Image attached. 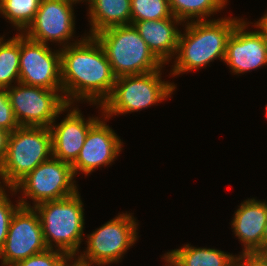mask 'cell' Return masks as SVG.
<instances>
[{
  "mask_svg": "<svg viewBox=\"0 0 267 266\" xmlns=\"http://www.w3.org/2000/svg\"><path fill=\"white\" fill-rule=\"evenodd\" d=\"M61 82L67 104L100 105L110 97L115 82L105 50L95 36L60 49Z\"/></svg>",
  "mask_w": 267,
  "mask_h": 266,
  "instance_id": "obj_1",
  "label": "cell"
},
{
  "mask_svg": "<svg viewBox=\"0 0 267 266\" xmlns=\"http://www.w3.org/2000/svg\"><path fill=\"white\" fill-rule=\"evenodd\" d=\"M242 19L225 15L214 20L184 23L169 76L205 69L216 59L224 62L228 38Z\"/></svg>",
  "mask_w": 267,
  "mask_h": 266,
  "instance_id": "obj_2",
  "label": "cell"
},
{
  "mask_svg": "<svg viewBox=\"0 0 267 266\" xmlns=\"http://www.w3.org/2000/svg\"><path fill=\"white\" fill-rule=\"evenodd\" d=\"M81 194L45 201L33 208L39 215L45 243L49 249L76 257L85 238V213Z\"/></svg>",
  "mask_w": 267,
  "mask_h": 266,
  "instance_id": "obj_3",
  "label": "cell"
},
{
  "mask_svg": "<svg viewBox=\"0 0 267 266\" xmlns=\"http://www.w3.org/2000/svg\"><path fill=\"white\" fill-rule=\"evenodd\" d=\"M164 68L165 65L150 73L117 77L110 97L101 106L103 115L110 120L171 100L177 84L162 79Z\"/></svg>",
  "mask_w": 267,
  "mask_h": 266,
  "instance_id": "obj_4",
  "label": "cell"
},
{
  "mask_svg": "<svg viewBox=\"0 0 267 266\" xmlns=\"http://www.w3.org/2000/svg\"><path fill=\"white\" fill-rule=\"evenodd\" d=\"M52 156L49 127L19 126L8 136L6 154L0 166V187L13 188Z\"/></svg>",
  "mask_w": 267,
  "mask_h": 266,
  "instance_id": "obj_5",
  "label": "cell"
},
{
  "mask_svg": "<svg viewBox=\"0 0 267 266\" xmlns=\"http://www.w3.org/2000/svg\"><path fill=\"white\" fill-rule=\"evenodd\" d=\"M128 211L118 213L113 219L105 222L84 240L85 249L76 259L82 266H110L118 264L124 258L138 236V220Z\"/></svg>",
  "mask_w": 267,
  "mask_h": 266,
  "instance_id": "obj_6",
  "label": "cell"
},
{
  "mask_svg": "<svg viewBox=\"0 0 267 266\" xmlns=\"http://www.w3.org/2000/svg\"><path fill=\"white\" fill-rule=\"evenodd\" d=\"M94 36L105 50L116 77L146 74L164 66L132 24L110 27Z\"/></svg>",
  "mask_w": 267,
  "mask_h": 266,
  "instance_id": "obj_7",
  "label": "cell"
},
{
  "mask_svg": "<svg viewBox=\"0 0 267 266\" xmlns=\"http://www.w3.org/2000/svg\"><path fill=\"white\" fill-rule=\"evenodd\" d=\"M76 179L70 163L52 156L40 163L13 188L17 195L20 194L17 199L21 206L34 207L45 201L75 194L79 190Z\"/></svg>",
  "mask_w": 267,
  "mask_h": 266,
  "instance_id": "obj_8",
  "label": "cell"
},
{
  "mask_svg": "<svg viewBox=\"0 0 267 266\" xmlns=\"http://www.w3.org/2000/svg\"><path fill=\"white\" fill-rule=\"evenodd\" d=\"M80 3L83 2L81 0H41L34 20L23 34L43 44L56 43L60 49L79 42L86 35L85 31L81 37L78 36L76 39L75 36L74 5L77 6L76 4Z\"/></svg>",
  "mask_w": 267,
  "mask_h": 266,
  "instance_id": "obj_9",
  "label": "cell"
},
{
  "mask_svg": "<svg viewBox=\"0 0 267 266\" xmlns=\"http://www.w3.org/2000/svg\"><path fill=\"white\" fill-rule=\"evenodd\" d=\"M14 116L20 126L50 127L68 105L63 90L17 83L7 88Z\"/></svg>",
  "mask_w": 267,
  "mask_h": 266,
  "instance_id": "obj_10",
  "label": "cell"
},
{
  "mask_svg": "<svg viewBox=\"0 0 267 266\" xmlns=\"http://www.w3.org/2000/svg\"><path fill=\"white\" fill-rule=\"evenodd\" d=\"M61 52L20 33L19 83L50 90H63Z\"/></svg>",
  "mask_w": 267,
  "mask_h": 266,
  "instance_id": "obj_11",
  "label": "cell"
},
{
  "mask_svg": "<svg viewBox=\"0 0 267 266\" xmlns=\"http://www.w3.org/2000/svg\"><path fill=\"white\" fill-rule=\"evenodd\" d=\"M47 249L38 213L33 207L20 206L11 218L0 265L11 266Z\"/></svg>",
  "mask_w": 267,
  "mask_h": 266,
  "instance_id": "obj_12",
  "label": "cell"
},
{
  "mask_svg": "<svg viewBox=\"0 0 267 266\" xmlns=\"http://www.w3.org/2000/svg\"><path fill=\"white\" fill-rule=\"evenodd\" d=\"M250 26L256 29L250 30ZM224 63L232 75H243L267 66V36L244 18L228 38Z\"/></svg>",
  "mask_w": 267,
  "mask_h": 266,
  "instance_id": "obj_13",
  "label": "cell"
},
{
  "mask_svg": "<svg viewBox=\"0 0 267 266\" xmlns=\"http://www.w3.org/2000/svg\"><path fill=\"white\" fill-rule=\"evenodd\" d=\"M104 115L89 129L77 159L71 164L74 175L92 174L99 167L112 165L123 150V139L106 122Z\"/></svg>",
  "mask_w": 267,
  "mask_h": 266,
  "instance_id": "obj_14",
  "label": "cell"
},
{
  "mask_svg": "<svg viewBox=\"0 0 267 266\" xmlns=\"http://www.w3.org/2000/svg\"><path fill=\"white\" fill-rule=\"evenodd\" d=\"M77 104H68L60 123L56 119L49 127L52 138L53 157L72 164L78 157L89 129L103 116L100 105H94L101 113L99 116L84 117Z\"/></svg>",
  "mask_w": 267,
  "mask_h": 266,
  "instance_id": "obj_15",
  "label": "cell"
},
{
  "mask_svg": "<svg viewBox=\"0 0 267 266\" xmlns=\"http://www.w3.org/2000/svg\"><path fill=\"white\" fill-rule=\"evenodd\" d=\"M231 229L241 242L239 253H254L262 245V236L267 221V201L256 197L241 201L231 218Z\"/></svg>",
  "mask_w": 267,
  "mask_h": 266,
  "instance_id": "obj_16",
  "label": "cell"
},
{
  "mask_svg": "<svg viewBox=\"0 0 267 266\" xmlns=\"http://www.w3.org/2000/svg\"><path fill=\"white\" fill-rule=\"evenodd\" d=\"M150 51L163 64L168 65L175 57L183 22L176 17L161 20L131 21Z\"/></svg>",
  "mask_w": 267,
  "mask_h": 266,
  "instance_id": "obj_17",
  "label": "cell"
},
{
  "mask_svg": "<svg viewBox=\"0 0 267 266\" xmlns=\"http://www.w3.org/2000/svg\"><path fill=\"white\" fill-rule=\"evenodd\" d=\"M83 3L88 5L90 25L86 35L94 36L110 27L131 24V0H84Z\"/></svg>",
  "mask_w": 267,
  "mask_h": 266,
  "instance_id": "obj_18",
  "label": "cell"
},
{
  "mask_svg": "<svg viewBox=\"0 0 267 266\" xmlns=\"http://www.w3.org/2000/svg\"><path fill=\"white\" fill-rule=\"evenodd\" d=\"M172 266H233L237 254L217 248L195 247L189 243L162 255Z\"/></svg>",
  "mask_w": 267,
  "mask_h": 266,
  "instance_id": "obj_19",
  "label": "cell"
},
{
  "mask_svg": "<svg viewBox=\"0 0 267 266\" xmlns=\"http://www.w3.org/2000/svg\"><path fill=\"white\" fill-rule=\"evenodd\" d=\"M228 2V0H169L173 16L183 23L214 20V15L217 12L221 13V10L228 6Z\"/></svg>",
  "mask_w": 267,
  "mask_h": 266,
  "instance_id": "obj_20",
  "label": "cell"
},
{
  "mask_svg": "<svg viewBox=\"0 0 267 266\" xmlns=\"http://www.w3.org/2000/svg\"><path fill=\"white\" fill-rule=\"evenodd\" d=\"M5 35H0V88L7 89L19 83L20 33L9 39Z\"/></svg>",
  "mask_w": 267,
  "mask_h": 266,
  "instance_id": "obj_21",
  "label": "cell"
},
{
  "mask_svg": "<svg viewBox=\"0 0 267 266\" xmlns=\"http://www.w3.org/2000/svg\"><path fill=\"white\" fill-rule=\"evenodd\" d=\"M41 0H0V15L18 32L23 33L32 23Z\"/></svg>",
  "mask_w": 267,
  "mask_h": 266,
  "instance_id": "obj_22",
  "label": "cell"
},
{
  "mask_svg": "<svg viewBox=\"0 0 267 266\" xmlns=\"http://www.w3.org/2000/svg\"><path fill=\"white\" fill-rule=\"evenodd\" d=\"M174 17L169 0H131V21L161 20Z\"/></svg>",
  "mask_w": 267,
  "mask_h": 266,
  "instance_id": "obj_23",
  "label": "cell"
},
{
  "mask_svg": "<svg viewBox=\"0 0 267 266\" xmlns=\"http://www.w3.org/2000/svg\"><path fill=\"white\" fill-rule=\"evenodd\" d=\"M15 195L17 194L14 188L0 187V251L7 238L11 218L15 211L21 206L19 200L15 201L16 204L11 201L12 199L10 196Z\"/></svg>",
  "mask_w": 267,
  "mask_h": 266,
  "instance_id": "obj_24",
  "label": "cell"
},
{
  "mask_svg": "<svg viewBox=\"0 0 267 266\" xmlns=\"http://www.w3.org/2000/svg\"><path fill=\"white\" fill-rule=\"evenodd\" d=\"M69 256L57 249H47L11 266H61Z\"/></svg>",
  "mask_w": 267,
  "mask_h": 266,
  "instance_id": "obj_25",
  "label": "cell"
},
{
  "mask_svg": "<svg viewBox=\"0 0 267 266\" xmlns=\"http://www.w3.org/2000/svg\"><path fill=\"white\" fill-rule=\"evenodd\" d=\"M19 126L9 101L8 91L6 88H0V127L12 133Z\"/></svg>",
  "mask_w": 267,
  "mask_h": 266,
  "instance_id": "obj_26",
  "label": "cell"
},
{
  "mask_svg": "<svg viewBox=\"0 0 267 266\" xmlns=\"http://www.w3.org/2000/svg\"><path fill=\"white\" fill-rule=\"evenodd\" d=\"M236 263L239 266H267V263L255 253H238Z\"/></svg>",
  "mask_w": 267,
  "mask_h": 266,
  "instance_id": "obj_27",
  "label": "cell"
},
{
  "mask_svg": "<svg viewBox=\"0 0 267 266\" xmlns=\"http://www.w3.org/2000/svg\"><path fill=\"white\" fill-rule=\"evenodd\" d=\"M8 136H9V132L3 129L0 131V166L6 154Z\"/></svg>",
  "mask_w": 267,
  "mask_h": 266,
  "instance_id": "obj_28",
  "label": "cell"
},
{
  "mask_svg": "<svg viewBox=\"0 0 267 266\" xmlns=\"http://www.w3.org/2000/svg\"><path fill=\"white\" fill-rule=\"evenodd\" d=\"M253 24L267 36V11L263 14V16H261V18L255 21V23L253 22Z\"/></svg>",
  "mask_w": 267,
  "mask_h": 266,
  "instance_id": "obj_29",
  "label": "cell"
},
{
  "mask_svg": "<svg viewBox=\"0 0 267 266\" xmlns=\"http://www.w3.org/2000/svg\"><path fill=\"white\" fill-rule=\"evenodd\" d=\"M254 253L267 263V243H263Z\"/></svg>",
  "mask_w": 267,
  "mask_h": 266,
  "instance_id": "obj_30",
  "label": "cell"
},
{
  "mask_svg": "<svg viewBox=\"0 0 267 266\" xmlns=\"http://www.w3.org/2000/svg\"><path fill=\"white\" fill-rule=\"evenodd\" d=\"M61 266H82L76 257H69Z\"/></svg>",
  "mask_w": 267,
  "mask_h": 266,
  "instance_id": "obj_31",
  "label": "cell"
},
{
  "mask_svg": "<svg viewBox=\"0 0 267 266\" xmlns=\"http://www.w3.org/2000/svg\"><path fill=\"white\" fill-rule=\"evenodd\" d=\"M263 243H267V221H266V224H265V227H264V233H263V236H262V244Z\"/></svg>",
  "mask_w": 267,
  "mask_h": 266,
  "instance_id": "obj_32",
  "label": "cell"
},
{
  "mask_svg": "<svg viewBox=\"0 0 267 266\" xmlns=\"http://www.w3.org/2000/svg\"><path fill=\"white\" fill-rule=\"evenodd\" d=\"M160 258L162 259L161 261H164L165 263L163 266H172L166 258H164L163 256H161Z\"/></svg>",
  "mask_w": 267,
  "mask_h": 266,
  "instance_id": "obj_33",
  "label": "cell"
},
{
  "mask_svg": "<svg viewBox=\"0 0 267 266\" xmlns=\"http://www.w3.org/2000/svg\"><path fill=\"white\" fill-rule=\"evenodd\" d=\"M266 109H265V115H266V119H267V104H266V107H265Z\"/></svg>",
  "mask_w": 267,
  "mask_h": 266,
  "instance_id": "obj_34",
  "label": "cell"
}]
</instances>
